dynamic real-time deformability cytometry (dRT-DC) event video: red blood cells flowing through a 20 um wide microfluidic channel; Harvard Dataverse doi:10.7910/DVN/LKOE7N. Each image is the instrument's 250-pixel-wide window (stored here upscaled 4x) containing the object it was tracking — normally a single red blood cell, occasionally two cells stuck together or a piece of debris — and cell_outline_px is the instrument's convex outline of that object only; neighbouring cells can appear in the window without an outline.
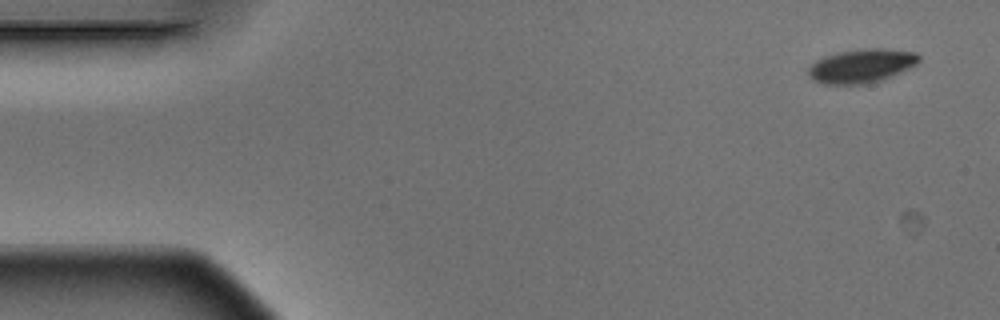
{"species": "Egyptian fruit bat (a non-hibernating species)", "species_latin": "Rousettus aegyptiacus", "temperature_condition": "warm", "stored_images_in_passage": 3, "camera_frame_rate_fps": 3000, "um_per_image_px": 0.085, "animal": {"sex": "male"}, "frame": {"image": 1, "passage_image": 1, "time_ms": 0.0, "image_size_px": [1000, 320], "cell_outline_px": [[920, 60], [916, 64], [892, 76], [880, 80], [864, 84], [824, 84], [812, 80], [808, 76], [808, 68], [816, 60], [824, 56], [836, 52], [864, 48], [884, 48], [916, 52], [920, 56]], "centroid_in_image_um": [73.2, 5.59], "position_along_channel_um": 11.8, "area_um2": 21.91}}